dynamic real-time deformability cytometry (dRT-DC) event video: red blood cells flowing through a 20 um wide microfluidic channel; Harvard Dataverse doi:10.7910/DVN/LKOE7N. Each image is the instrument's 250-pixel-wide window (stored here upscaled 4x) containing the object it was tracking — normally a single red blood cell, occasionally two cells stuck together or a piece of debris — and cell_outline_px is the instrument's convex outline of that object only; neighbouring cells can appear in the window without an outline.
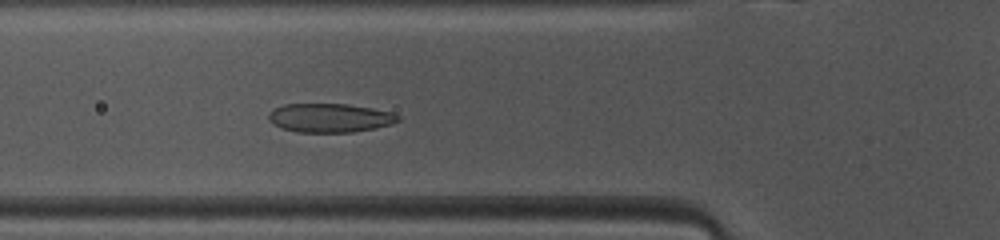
{"species": "common noctule bat (a hibernating species)", "species_latin": "Nyctalus noctula", "temperature_condition": "warm", "stored_images_in_passage": 35, "camera_frame_rate_fps": 3000, "um_per_image_px": 0.085, "animal": {"sex": "female", "body_mass_g": 10.0, "forearm_length_mm": 53.1}, "frame": {"image": 1, "passage_image": 5, "time_ms": 1.333, "image_size_px": [1000, 240], "cell_outline_px": [[400, 120], [392, 124], [376, 128], [352, 132], [296, 132], [284, 128], [268, 120], [268, 112], [284, 104], [348, 104], [372, 108], [392, 112], [400, 116]], "centroid_in_image_um": [28.07, 10.01], "position_along_channel_um": 97.7, "area_um2": 21.73}}
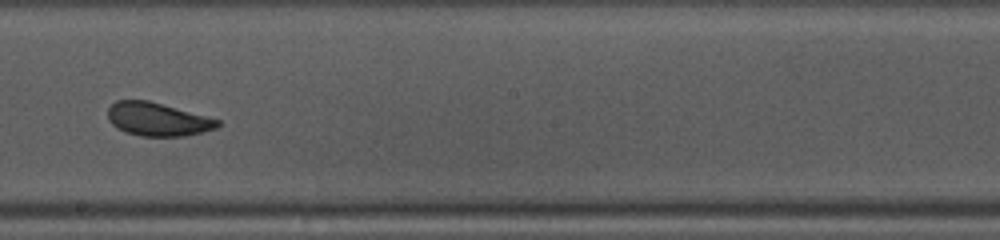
{"frame": {"image": 2, "passage_image": 15, "time_ms": 4.667, "image_size_px": [1000, 240], "cell_outline_px": [[220, 124], [216, 128], [184, 136], [140, 136], [124, 132], [116, 128], [108, 120], [108, 108], [116, 100], [148, 100], [220, 120]], "centroid_in_image_um": [13.35, 10.14], "position_along_channel_um": 234.9, "area_um2": 21.21}}
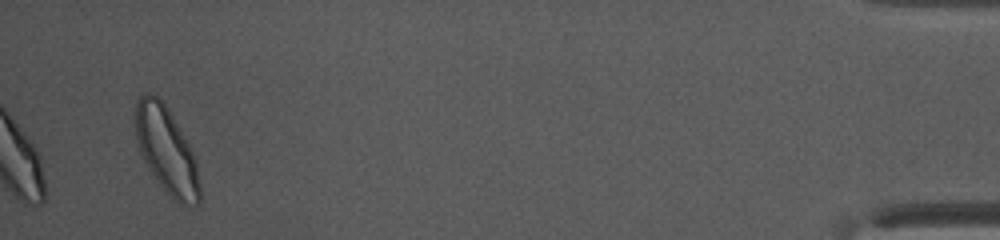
{"frame": {"image": 3, "passage_image": 35, "time_ms": 11.333, "image_size_px": [1000, 240], "cell_outline_px": [[200, 204], [180, 204], [160, 184], [148, 168], [140, 152], [136, 140], [136, 100], [140, 96], [148, 92], [156, 96], [164, 104], [172, 116], [188, 144], [196, 160], [200, 184]], "centroid_in_image_um": [14.15, 12.78], "position_along_channel_um": 421.0, "area_um2": 31.62}, "authors_computed_cell_mechanics": {"area_um2": 21.9062, "velocity_mm_per_s": 4.0984, "shape_relaxation_time_tau1_ms": 3.0806, "shape_relaxation_time_tau2_ms": 3.1191, "deformation_change_tau1": 0.111, "deformation_change_tau2": 0.0773}}